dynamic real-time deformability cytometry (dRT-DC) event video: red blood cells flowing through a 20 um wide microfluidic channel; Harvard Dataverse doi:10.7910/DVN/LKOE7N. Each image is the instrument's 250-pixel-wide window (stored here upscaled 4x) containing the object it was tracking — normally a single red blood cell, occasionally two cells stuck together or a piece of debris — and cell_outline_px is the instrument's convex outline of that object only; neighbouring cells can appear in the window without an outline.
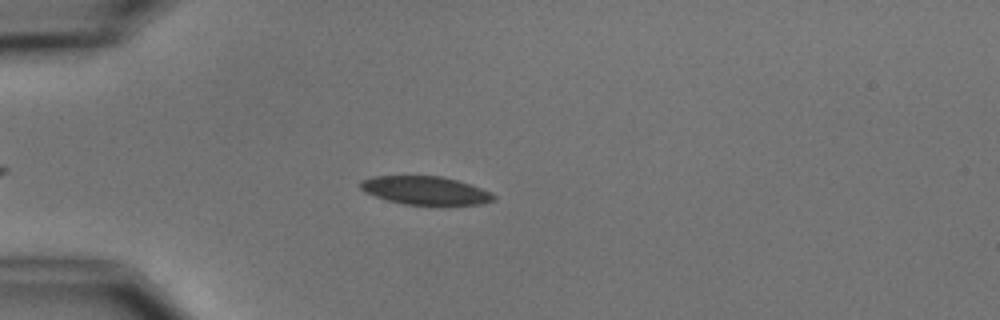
{"species": "common noctule bat (a hibernating species)", "species_latin": "Nyctalus noctula", "temperature_condition": "cold", "stored_images_in_passage": 4, "camera_frame_rate_fps": 3000, "um_per_image_px": 0.085, "animal": {"sex": "male", "body_mass_g": 15.6}, "frame": {"image": 1, "passage_image": 4, "time_ms": 3.333, "image_size_px": [1000, 320], "cell_outline_px": [[496, 200], [480, 204], [404, 204], [388, 200], [364, 192], [360, 188], [360, 180], [372, 176], [440, 176], [472, 184], [492, 192], [496, 196]], "centroid_in_image_um": [36.17, 16.18], "position_along_channel_um": 48.8, "area_um2": 21.91}}